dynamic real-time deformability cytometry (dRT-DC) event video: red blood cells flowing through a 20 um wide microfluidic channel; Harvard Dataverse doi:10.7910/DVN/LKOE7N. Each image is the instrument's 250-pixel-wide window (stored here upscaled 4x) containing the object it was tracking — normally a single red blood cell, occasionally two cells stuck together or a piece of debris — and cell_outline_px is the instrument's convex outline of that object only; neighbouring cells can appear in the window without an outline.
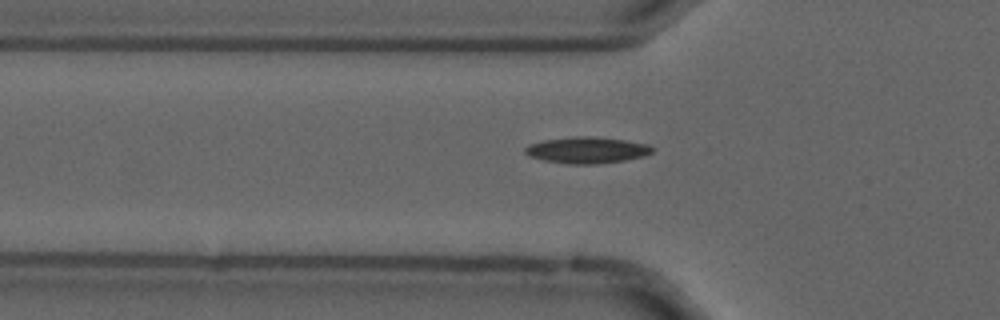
{"species": "common noctule bat (a hibernating species)", "species_latin": "Nyctalus noctula", "temperature_condition": "cold", "stored_images_in_passage": 56, "camera_frame_rate_fps": 3000, "um_per_image_px": 0.085, "animal": {"sex": "male", "forearm_length_mm": 52.5}, "frame": {"image": 1, "passage_image": 19, "time_ms": 6.0, "image_size_px": [1000, 320], "cell_outline_px": [[652, 152], [644, 156], [624, 160], [596, 164], [568, 164], [544, 160], [528, 156], [524, 152], [524, 148], [528, 144], [544, 140], [572, 136], [588, 136], [624, 140], [648, 144], [652, 148]], "centroid_in_image_um": [49.84, 12.76], "position_along_channel_um": 76.0, "area_um2": 19.48}}
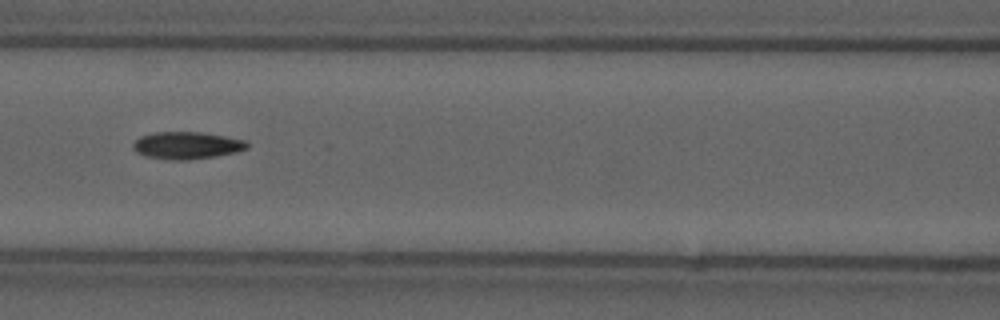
{"frame": {"image": 2, "passage_image": 25, "time_ms": 8.0, "image_size_px": [1000, 320], "cell_outline_px": [[248, 148], [236, 152], [216, 156], [188, 160], [168, 160], [148, 156], [136, 152], [132, 148], [132, 144], [140, 136], [156, 132], [200, 132], [248, 140]], "centroid_in_image_um": [15.89, 12.36], "position_along_channel_um": 150.7, "area_um2": 18.15}}
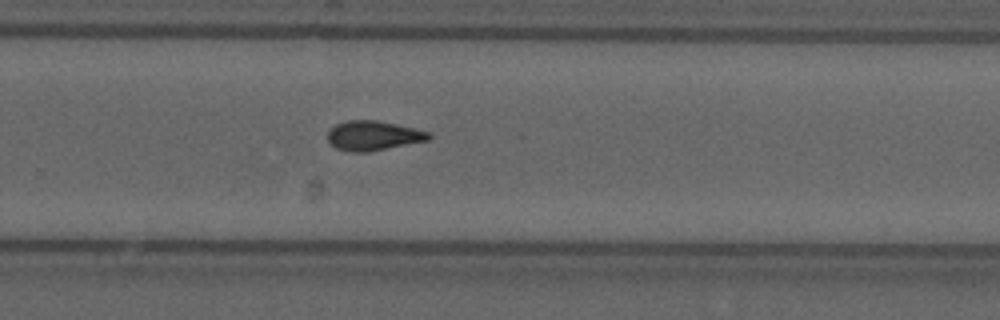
{"frame": {"image": 3, "passage_image": 37, "time_ms": 12.0, "image_size_px": [1000, 320], "cell_outline_px": [[432, 136], [428, 140], [368, 152], [348, 152], [336, 148], [328, 140], [328, 132], [336, 124], [348, 120], [376, 120], [396, 124], [428, 132]], "centroid_in_image_um": [31.7, 11.53], "position_along_channel_um": 298.1, "area_um2": 17.22}, "authors_computed_cell_mechanics": {"area_um2": 16.8776, "velocity_mm_per_s": 3.6977, "shape_relaxation_time_tau1_ms": null, "shape_relaxation_time_tau2_ms": 4.7328, "deformation_change_tau1": null, "deformation_change_tau2": 0.1325}}